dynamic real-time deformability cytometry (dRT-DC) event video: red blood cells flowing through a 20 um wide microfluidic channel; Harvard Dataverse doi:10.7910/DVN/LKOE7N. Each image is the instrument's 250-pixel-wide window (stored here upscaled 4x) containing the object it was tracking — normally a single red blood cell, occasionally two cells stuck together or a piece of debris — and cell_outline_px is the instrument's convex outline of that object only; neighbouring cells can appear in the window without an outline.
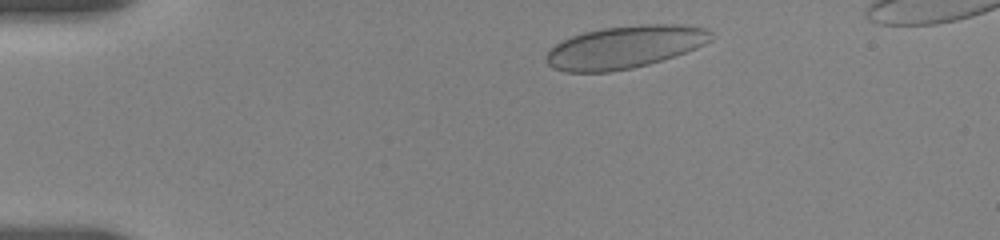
{"species": "human", "species_latin": "Homo sapiens", "temperature_condition": "room temperature", "stored_images_in_passage": 17, "camera_frame_rate_fps": 3000, "um_per_image_px": 0.085, "donor": {"sex": "female"}, "frame": {"image": 1, "passage_image": 3, "time_ms": 0.667, "image_size_px": [1000, 240], "cell_outline_px": [[712, 40], [696, 48], [648, 64], [632, 68], [608, 72], [564, 72], [552, 68], [544, 60], [548, 52], [556, 44], [572, 36], [584, 32], [600, 28], [640, 24], [680, 24], [708, 28], [712, 32]], "centroid_in_image_um": [53.1, 3.99], "position_along_channel_um": 31.9, "area_um2": 40.92}}
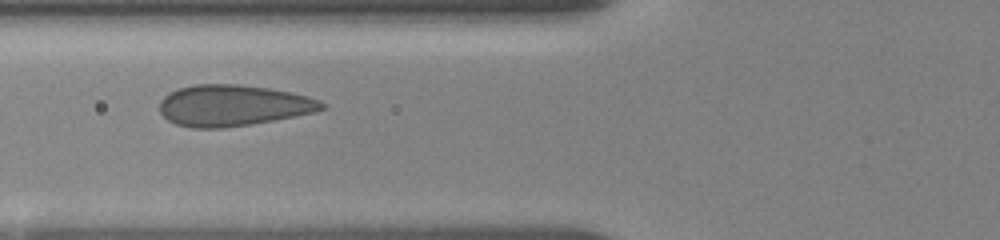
{"frame": {"image": 2, "passage_image": 14, "time_ms": 4.333, "image_size_px": [1000, 240], "cell_outline_px": [[328, 108], [316, 112], [252, 124], [224, 128], [192, 128], [176, 124], [168, 120], [160, 112], [160, 100], [168, 92], [180, 88], [196, 84], [236, 84], [268, 88], [288, 92], [320, 100]], "centroid_in_image_um": [19.79, 8.97], "position_along_channel_um": 106.0, "area_um2": 38.84}}
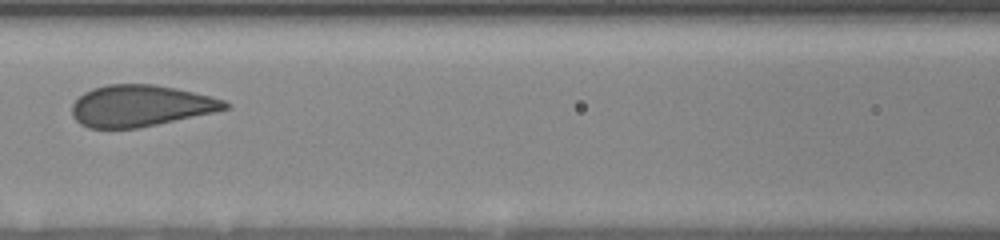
{"frame": {"image": 3, "passage_image": 16, "time_ms": 5.667, "image_size_px": [1000, 240], "cell_outline_px": [[232, 104], [228, 108], [212, 112], [156, 124], [136, 128], [88, 128], [80, 124], [72, 116], [72, 104], [84, 92], [92, 88], [108, 84], [152, 84], [176, 88], [224, 100]], "centroid_in_image_um": [11.89, 8.99], "position_along_channel_um": 154.7, "area_um2": 36.59}}